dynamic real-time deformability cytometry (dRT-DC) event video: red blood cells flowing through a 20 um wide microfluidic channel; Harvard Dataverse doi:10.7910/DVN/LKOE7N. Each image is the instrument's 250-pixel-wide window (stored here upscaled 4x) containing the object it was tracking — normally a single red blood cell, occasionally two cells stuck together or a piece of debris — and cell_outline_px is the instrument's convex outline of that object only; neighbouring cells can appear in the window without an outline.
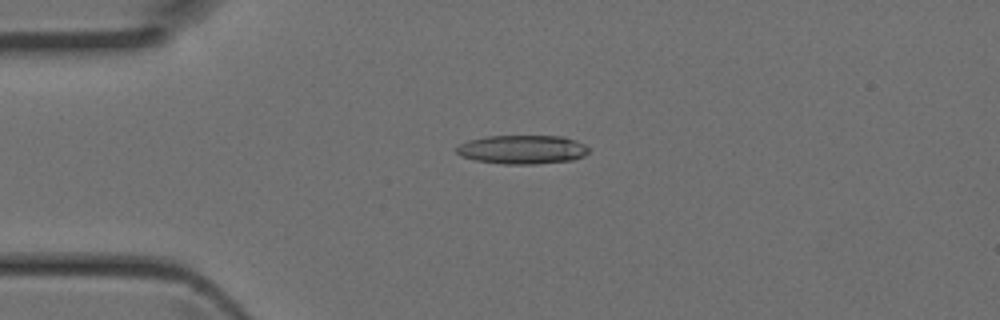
{"species": "Egyptian fruit bat (a non-hibernating species)", "species_latin": "Rousettus aegyptiacus", "temperature_condition": "room temperature", "stored_images_in_passage": 44, "camera_frame_rate_fps": 3000, "um_per_image_px": 0.085, "animal": {"sex": "female"}, "frame": {"image": 1, "passage_image": 11, "time_ms": 3.333, "image_size_px": [1000, 320], "cell_outline_px": [[588, 152], [584, 156], [572, 160], [532, 164], [504, 164], [476, 160], [460, 156], [456, 152], [456, 148], [460, 144], [468, 140], [488, 136], [564, 136], [576, 140], [584, 144], [588, 148]], "centroid_in_image_um": [44.4, 12.7], "position_along_channel_um": 40.6, "area_um2": 22.2}}
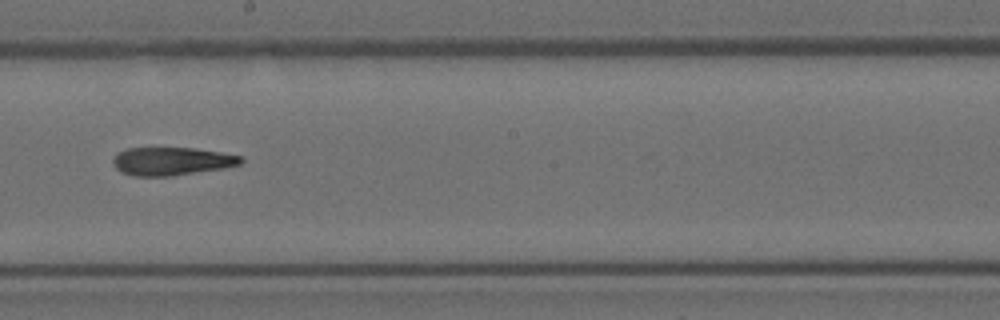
{"frame": {"image": 2, "passage_image": 25, "time_ms": 8.0, "image_size_px": [1000, 320], "cell_outline_px": [[244, 160], [240, 164], [224, 168], [172, 176], [132, 176], [120, 172], [112, 164], [112, 160], [116, 152], [128, 148], [196, 148], [244, 156]], "centroid_in_image_um": [14.58, 13.7], "position_along_channel_um": 233.6, "area_um2": 21.21}}
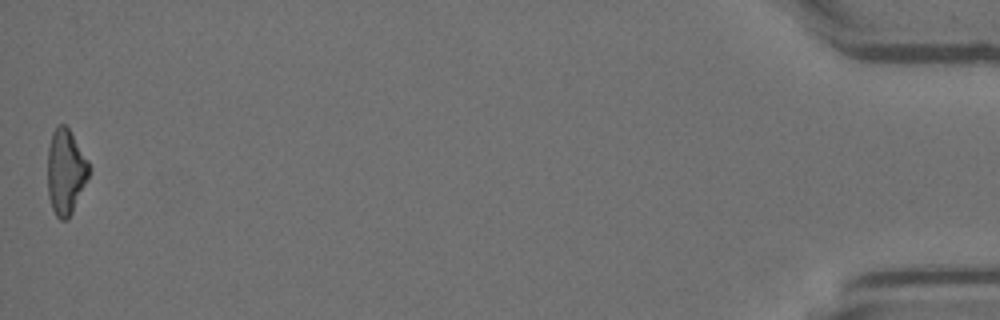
{"frame": {"image": 3, "passage_image": 44, "time_ms": 14.333, "image_size_px": [1000, 320], "cell_outline_px": [[92, 168], [72, 212], [68, 220], [60, 220], [56, 216], [52, 208], [48, 196], [48, 148], [52, 132], [60, 124], [64, 124], [68, 128], [88, 160]], "centroid_in_image_um": [5.58, 14.61], "position_along_channel_um": 429.6, "area_um2": 20.46}}